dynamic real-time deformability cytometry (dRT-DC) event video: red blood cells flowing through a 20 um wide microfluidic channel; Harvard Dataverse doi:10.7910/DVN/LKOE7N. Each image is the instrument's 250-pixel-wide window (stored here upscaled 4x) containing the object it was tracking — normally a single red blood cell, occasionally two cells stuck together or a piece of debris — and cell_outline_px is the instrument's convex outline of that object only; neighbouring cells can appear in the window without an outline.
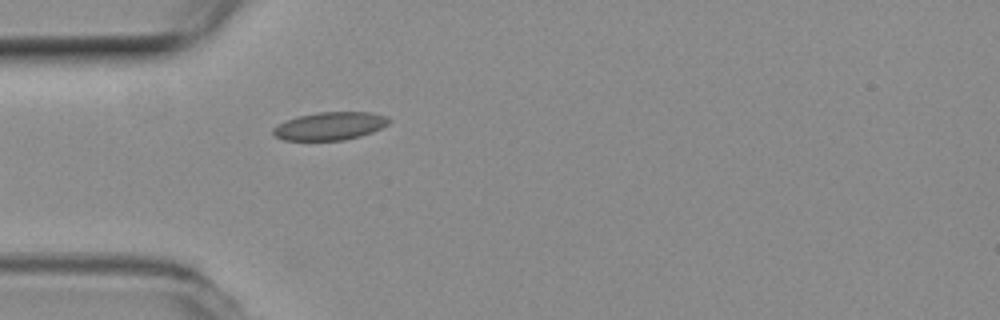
{"species": "common noctule bat (a hibernating species)", "species_latin": "Nyctalus noctula", "temperature_condition": "room temperature", "stored_images_in_passage": 4, "camera_frame_rate_fps": 3000, "um_per_image_px": 0.085, "animal": {"sex": "female", "body_mass_g": 19.3, "forearm_length_mm": 54.1}, "frame": {"image": 1, "passage_image": 4, "time_ms": 1.0, "image_size_px": [1000, 320], "cell_outline_px": [[392, 120], [388, 124], [372, 132], [360, 136], [344, 140], [284, 140], [276, 136], [272, 132], [272, 128], [288, 120], [300, 116], [316, 112], [372, 112], [388, 116]], "centroid_in_image_um": [28.1, 10.7], "position_along_channel_um": 56.9, "area_um2": 18.79}}